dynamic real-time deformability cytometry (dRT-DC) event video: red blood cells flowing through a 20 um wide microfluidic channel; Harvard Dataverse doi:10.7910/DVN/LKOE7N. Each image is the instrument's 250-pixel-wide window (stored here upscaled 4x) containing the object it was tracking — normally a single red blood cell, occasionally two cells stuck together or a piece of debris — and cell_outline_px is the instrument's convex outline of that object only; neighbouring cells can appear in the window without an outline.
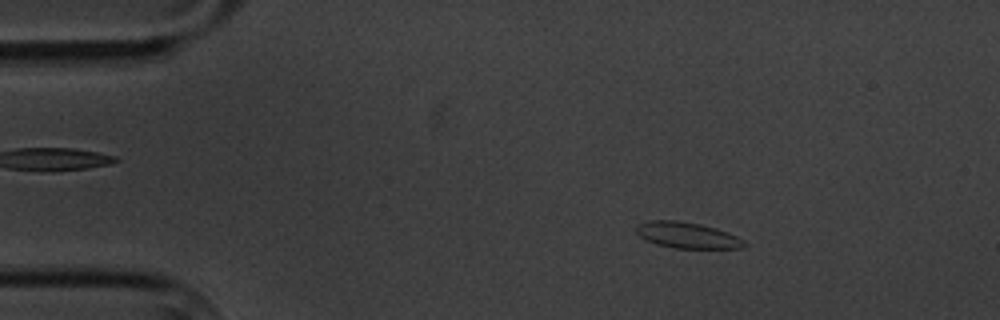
{"species": "common noctule bat (a hibernating species)", "species_latin": "Nyctalus noctula", "temperature_condition": "cold", "stored_images_in_passage": 5, "camera_frame_rate_fps": 3000, "um_per_image_px": 0.085, "animal": {"sex": "male", "body_mass_g": 20.1, "forearm_length_mm": 53.5}, "frame": {"image": 1, "passage_image": 2, "time_ms": 2.0, "image_size_px": [1000, 320], "cell_outline_px": [[748, 244], [744, 248], [676, 248], [656, 244], [640, 236], [636, 232], [636, 224], [652, 220], [676, 220], [700, 224], [716, 228], [728, 232], [744, 240]], "centroid_in_image_um": [58.43, 19.99], "position_along_channel_um": 26.6, "area_um2": 16.36}}
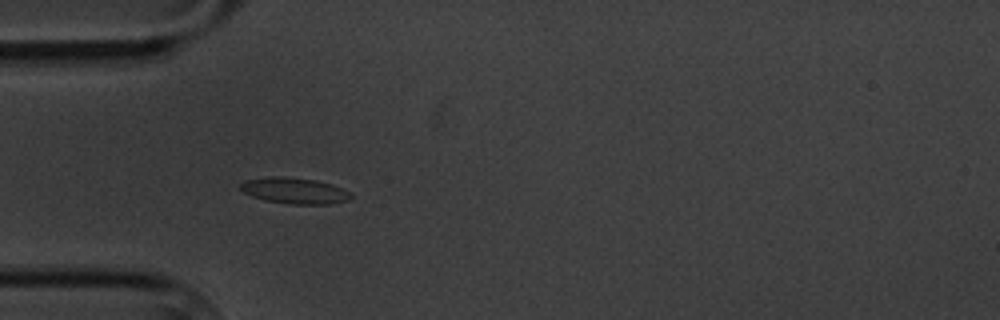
{"frame": {"image": 2, "passage_image": 4, "time_ms": 4.667, "image_size_px": [1000, 320], "cell_outline_px": [[352, 196], [348, 200], [328, 204], [292, 204], [264, 200], [252, 196], [244, 192], [240, 188], [240, 184], [244, 180], [272, 176], [280, 176], [316, 180], [332, 184], [348, 192]], "centroid_in_image_um": [25.0, 16.2], "position_along_channel_um": 60.0, "area_um2": 16.59}}